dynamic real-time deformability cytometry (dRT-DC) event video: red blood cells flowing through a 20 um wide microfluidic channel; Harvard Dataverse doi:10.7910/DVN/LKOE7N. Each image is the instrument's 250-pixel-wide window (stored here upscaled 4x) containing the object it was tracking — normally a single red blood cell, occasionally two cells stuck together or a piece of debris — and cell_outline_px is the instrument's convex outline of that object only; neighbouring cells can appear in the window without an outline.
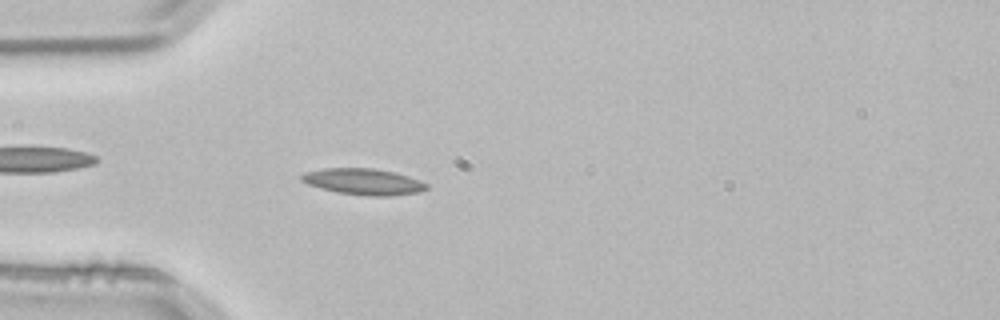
{"species": "common noctule bat (a hibernating species)", "species_latin": "Nyctalus noctula", "temperature_condition": "room temperature", "stored_images_in_passage": 3, "camera_frame_rate_fps": 3000, "um_per_image_px": 0.085, "animal": {"sex": "male", "body_mass_g": 21.5, "forearm_length_mm": 52.0}, "frame": {"image": 1, "passage_image": 3, "time_ms": 0.667, "image_size_px": [1000, 320], "cell_outline_px": [[428, 188], [420, 192], [388, 196], [364, 196], [336, 192], [320, 188], [308, 184], [300, 180], [300, 176], [304, 172], [324, 168], [372, 168], [392, 172], [408, 176], [420, 180], [428, 184]], "centroid_in_image_um": [30.88, 15.45], "position_along_channel_um": 54.1, "area_um2": 19.19}}